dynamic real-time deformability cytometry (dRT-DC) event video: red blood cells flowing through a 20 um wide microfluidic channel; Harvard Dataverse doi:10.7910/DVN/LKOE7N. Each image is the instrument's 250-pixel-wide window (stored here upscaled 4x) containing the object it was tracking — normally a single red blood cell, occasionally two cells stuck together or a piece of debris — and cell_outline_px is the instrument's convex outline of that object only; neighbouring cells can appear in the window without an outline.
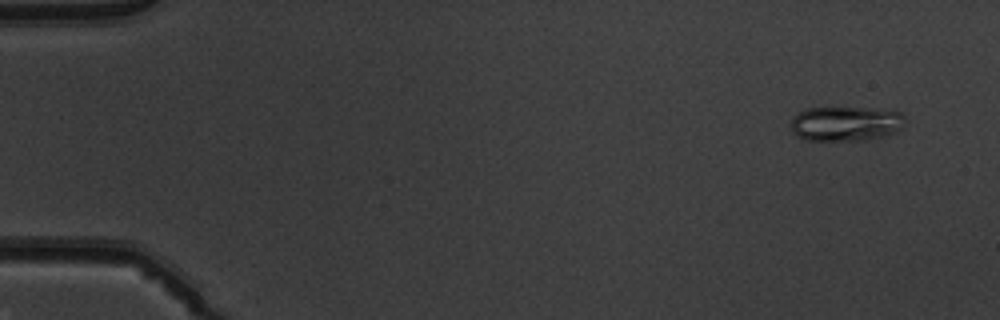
{"species": "common noctule bat (a hibernating species)", "species_latin": "Nyctalus noctula", "temperature_condition": "warm", "stored_images_in_passage": 13, "camera_frame_rate_fps": 3000, "um_per_image_px": 0.085, "animal": {"sex": "male", "body_mass_g": 19.5, "forearm_length_mm": 54.6}, "frame": {"image": 1, "passage_image": 3, "time_ms": 0.667, "image_size_px": [1000, 320], "cell_outline_px": [[904, 124], [896, 132], [888, 136], [864, 140], [804, 140], [796, 136], [792, 132], [788, 124], [792, 116], [804, 108], [872, 108], [900, 112], [904, 116]], "centroid_in_image_um": [71.83, 10.51], "position_along_channel_um": 13.2, "area_um2": 23.52}}